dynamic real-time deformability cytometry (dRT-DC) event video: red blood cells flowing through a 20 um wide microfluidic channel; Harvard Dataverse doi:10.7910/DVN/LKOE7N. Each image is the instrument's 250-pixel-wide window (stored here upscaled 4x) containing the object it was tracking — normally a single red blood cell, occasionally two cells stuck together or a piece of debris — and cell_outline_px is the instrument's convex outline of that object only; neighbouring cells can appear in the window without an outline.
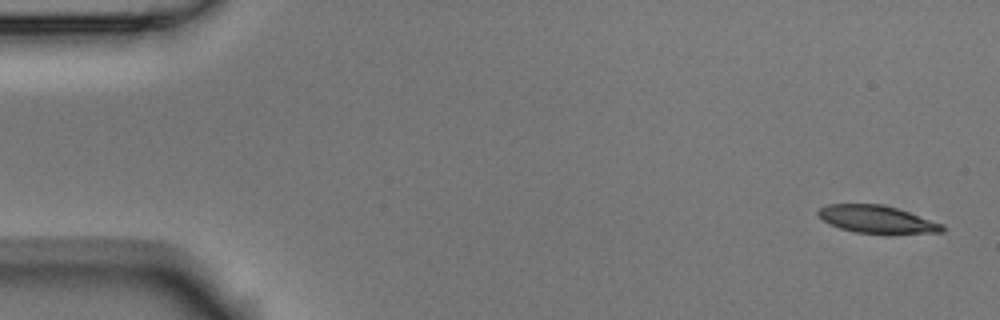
{"species": "Egyptian fruit bat (a non-hibernating species)", "species_latin": "Rousettus aegyptiacus", "temperature_condition": "room temperature", "stored_images_in_passage": 5, "camera_frame_rate_fps": 3000, "um_per_image_px": 0.085, "animal": {"sex": "male"}, "frame": {"image": 1, "passage_image": 1, "time_ms": 0.0, "image_size_px": [1000, 320], "cell_outline_px": [[944, 232], [856, 232], [840, 228], [828, 224], [816, 212], [820, 208], [828, 204], [880, 204], [896, 208], [944, 224]], "centroid_in_image_um": [74.49, 18.62], "position_along_channel_um": 10.5, "area_um2": 19.25}}
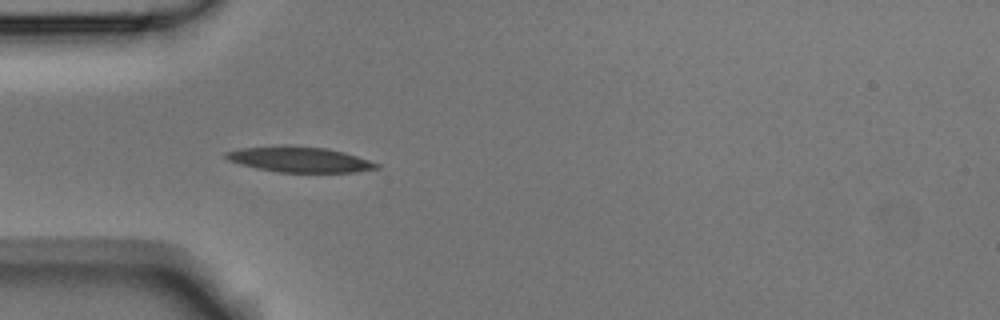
{"frame": {"image": 2, "passage_image": 4, "time_ms": 1.0, "image_size_px": [1000, 320], "cell_outline_px": [[380, 168], [356, 172], [280, 172], [256, 168], [240, 164], [228, 160], [224, 156], [224, 152], [240, 148], [284, 144], [328, 148], [344, 152], [380, 164]], "centroid_in_image_um": [25.43, 13.54], "position_along_channel_um": 59.6, "area_um2": 22.6}}
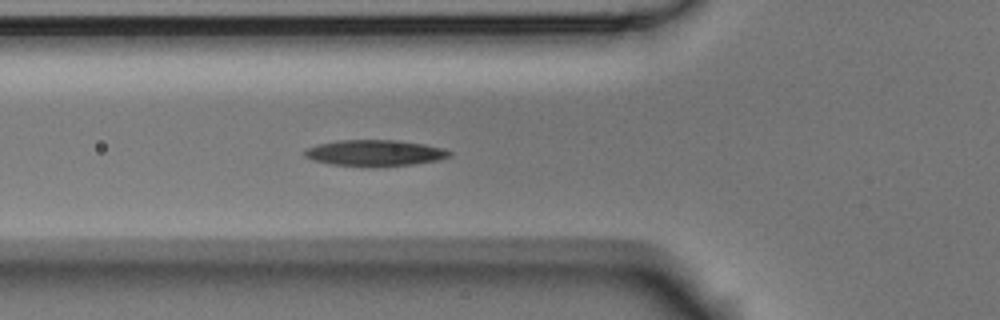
{"frame": {"image": 3, "passage_image": 5, "time_ms": 1.333, "image_size_px": [1000, 320], "cell_outline_px": [[452, 156], [436, 160], [412, 164], [380, 168], [332, 164], [312, 160], [304, 156], [304, 148], [316, 144], [336, 140], [396, 140], [424, 144], [444, 148], [452, 152]], "centroid_in_image_um": [31.83, 13.01], "position_along_channel_um": 94.0, "area_um2": 22.48}}